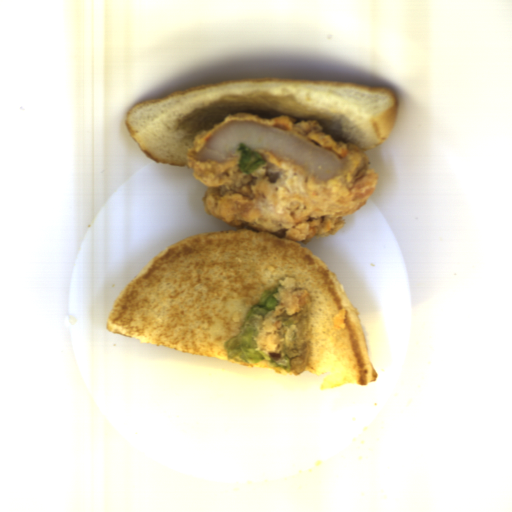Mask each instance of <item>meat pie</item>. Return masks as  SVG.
Here are the masks:
<instances>
[{
	"label": "meat pie",
	"instance_id": "b5893723",
	"mask_svg": "<svg viewBox=\"0 0 512 512\" xmlns=\"http://www.w3.org/2000/svg\"><path fill=\"white\" fill-rule=\"evenodd\" d=\"M318 121L262 119L237 111L194 136L187 166L206 190L207 214L235 229L308 245L334 235L365 207L378 184L365 152L325 134ZM265 157L244 174L239 143Z\"/></svg>",
	"mask_w": 512,
	"mask_h": 512
},
{
	"label": "meat pie",
	"instance_id": "c0bc52ac",
	"mask_svg": "<svg viewBox=\"0 0 512 512\" xmlns=\"http://www.w3.org/2000/svg\"><path fill=\"white\" fill-rule=\"evenodd\" d=\"M278 301L264 317L254 316L255 346L268 355L288 357L289 372L302 374L312 355L313 333L309 324L311 297L305 289H297V279L285 277L273 295Z\"/></svg>",
	"mask_w": 512,
	"mask_h": 512
}]
</instances>
